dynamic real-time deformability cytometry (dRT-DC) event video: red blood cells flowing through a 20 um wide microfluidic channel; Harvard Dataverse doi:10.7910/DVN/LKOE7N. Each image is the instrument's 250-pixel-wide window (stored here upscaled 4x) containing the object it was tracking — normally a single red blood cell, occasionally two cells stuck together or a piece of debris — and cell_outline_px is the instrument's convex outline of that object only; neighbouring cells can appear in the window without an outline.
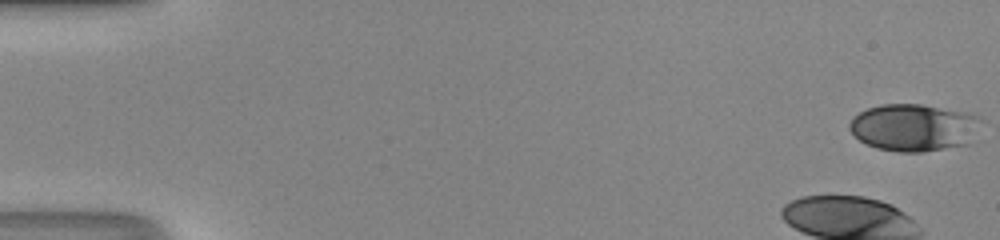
{"species": "human", "species_latin": "Homo sapiens", "temperature_condition": "room temperature", "stored_images_in_passage": 38, "camera_frame_rate_fps": 3000, "um_per_image_px": 0.085, "donor": {"sex": "male"}, "frame": {"image": 1, "passage_image": 1, "time_ms": 0.0, "image_size_px": [1000, 240], "cell_outline_px": [[980, 120], [968, 144], [920, 152], [896, 152], [876, 148], [860, 140], [848, 128], [848, 124], [852, 116], [868, 108], [880, 104], [920, 104], [968, 112], [980, 116]], "centroid_in_image_um": [77.62, 10.82], "position_along_channel_um": 7.4, "area_um2": 36.07}}